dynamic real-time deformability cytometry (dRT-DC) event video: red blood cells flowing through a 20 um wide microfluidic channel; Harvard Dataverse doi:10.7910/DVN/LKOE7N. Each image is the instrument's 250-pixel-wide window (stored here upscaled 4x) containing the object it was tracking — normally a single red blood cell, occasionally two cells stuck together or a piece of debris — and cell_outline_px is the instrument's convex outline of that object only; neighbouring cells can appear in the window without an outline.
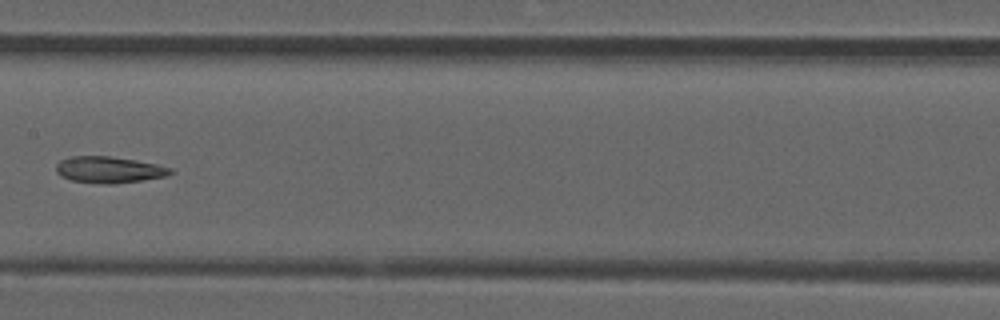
{"species": "common noctule bat (a hibernating species)", "species_latin": "Nyctalus noctula", "temperature_condition": "room temperature", "stored_images_in_passage": 7, "camera_frame_rate_fps": 3000, "um_per_image_px": 0.085, "animal": {"sex": "male", "forearm_length_mm": 52.5}, "frame": {"image": 1, "passage_image": 7, "time_ms": 2.0, "image_size_px": [1000, 320], "cell_outline_px": [[172, 172], [168, 176], [112, 184], [104, 184], [72, 180], [60, 176], [56, 172], [56, 164], [60, 160], [68, 156], [108, 156], [136, 160], [156, 164], [172, 168]], "centroid_in_image_um": [9.24, 14.42], "position_along_channel_um": 198.2, "area_um2": 17.57}}